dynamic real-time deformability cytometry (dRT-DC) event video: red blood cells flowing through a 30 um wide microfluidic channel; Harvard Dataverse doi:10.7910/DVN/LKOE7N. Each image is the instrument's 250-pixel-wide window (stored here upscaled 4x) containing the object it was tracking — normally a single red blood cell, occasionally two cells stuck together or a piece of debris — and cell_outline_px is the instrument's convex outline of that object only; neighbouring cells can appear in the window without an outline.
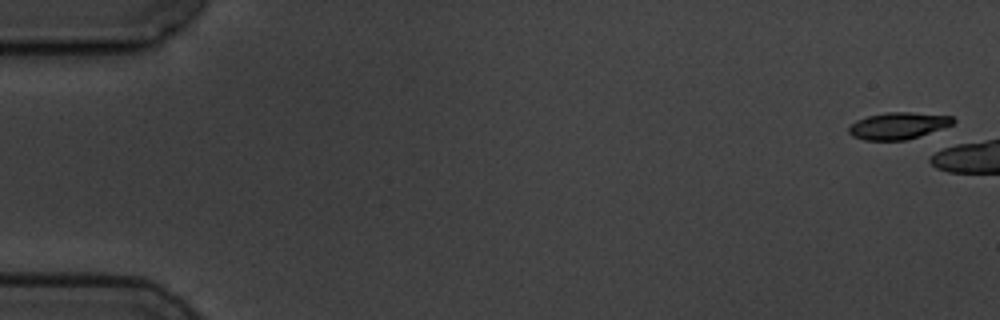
{"species": "common noctule bat (a hibernating species)", "species_latin": "Nyctalus noctula", "temperature_condition": "cold", "stored_images_in_passage": 3, "camera_frame_rate_fps": 3000, "um_per_image_px": 0.085, "animal": {"sex": "male", "body_mass_g": 19.5, "forearm_length_mm": 54.6}, "frame": {"image": 1, "passage_image": 1, "time_ms": 0.0, "image_size_px": [1000, 320], "cell_outline_px": [[956, 120], [952, 124], [920, 136], [908, 140], [864, 140], [852, 136], [848, 132], [848, 128], [856, 120], [868, 116], [888, 112], [912, 112], [952, 116]], "centroid_in_image_um": [76.33, 10.69], "position_along_channel_um": 8.7, "area_um2": 16.24}}